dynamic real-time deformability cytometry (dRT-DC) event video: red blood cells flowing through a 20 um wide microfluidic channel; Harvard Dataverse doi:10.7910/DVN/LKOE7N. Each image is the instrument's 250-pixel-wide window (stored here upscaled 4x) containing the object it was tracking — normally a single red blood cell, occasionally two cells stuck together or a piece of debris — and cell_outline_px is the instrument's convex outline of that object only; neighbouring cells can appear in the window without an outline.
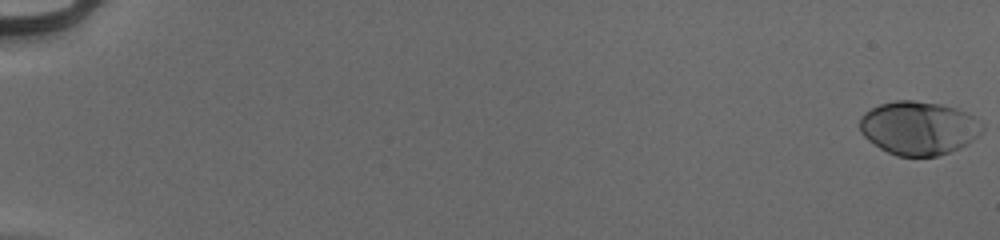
{"species": "human", "species_latin": "Homo sapiens", "temperature_condition": "cold", "stored_images_in_passage": 55, "camera_frame_rate_fps": 3000, "um_per_image_px": 0.085, "donor": {"sex": "male"}, "frame": {"image": 1, "passage_image": 1, "time_ms": 0.0, "image_size_px": [1000, 240], "cell_outline_px": [[984, 128], [968, 144], [960, 148], [936, 156], [896, 156], [880, 148], [868, 140], [864, 136], [860, 128], [860, 116], [864, 112], [880, 104], [896, 100], [912, 100], [940, 104], [956, 108], [976, 116], [984, 124]], "centroid_in_image_um": [78.1, 10.87], "position_along_channel_um": 6.9, "area_um2": 38.32}}
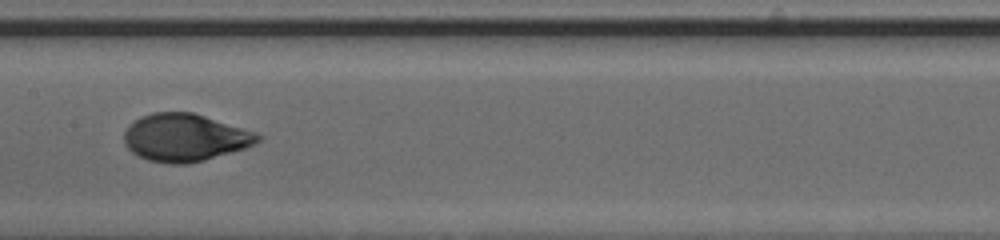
{"frame": {"image": 2, "passage_image": 31, "time_ms": 10.0, "image_size_px": [1000, 240], "cell_outline_px": [[264, 136], [256, 144], [244, 148], [204, 160], [184, 164], [168, 164], [148, 160], [136, 156], [124, 144], [124, 132], [140, 116], [152, 112], [192, 112], [256, 132]], "centroid_in_image_um": [15.72, 11.7], "position_along_channel_um": 191.7, "area_um2": 36.99}}
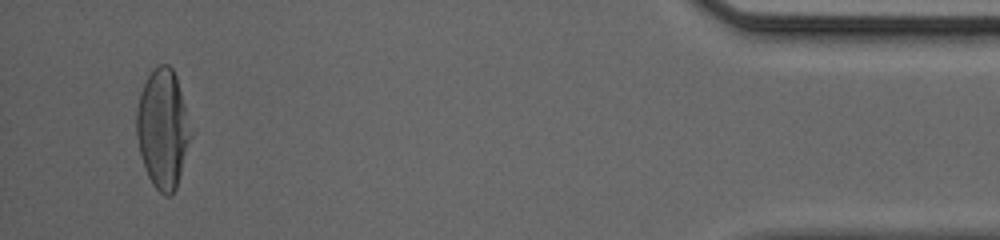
{"frame": {"image": 3, "passage_image": 53, "time_ms": 17.333, "image_size_px": [1000, 240], "cell_outline_px": [[188, 140], [176, 188], [168, 196], [164, 196], [152, 184], [148, 176], [140, 152], [136, 136], [136, 108], [140, 92], [148, 76], [160, 64], [168, 64], [172, 68], [176, 76], [184, 108], [188, 136]], "centroid_in_image_um": [13.76, 10.94], "position_along_channel_um": 421.4, "area_um2": 35.95}, "authors_computed_cell_mechanics": {"area_um2": 36.992, "velocity_mm_per_s": 3.9919, "shape_relaxation_time_tau1_ms": 3.164, "shape_relaxation_time_tau2_ms": null, "deformation_change_tau1": 0.1981, "deformation_change_tau2": null}}